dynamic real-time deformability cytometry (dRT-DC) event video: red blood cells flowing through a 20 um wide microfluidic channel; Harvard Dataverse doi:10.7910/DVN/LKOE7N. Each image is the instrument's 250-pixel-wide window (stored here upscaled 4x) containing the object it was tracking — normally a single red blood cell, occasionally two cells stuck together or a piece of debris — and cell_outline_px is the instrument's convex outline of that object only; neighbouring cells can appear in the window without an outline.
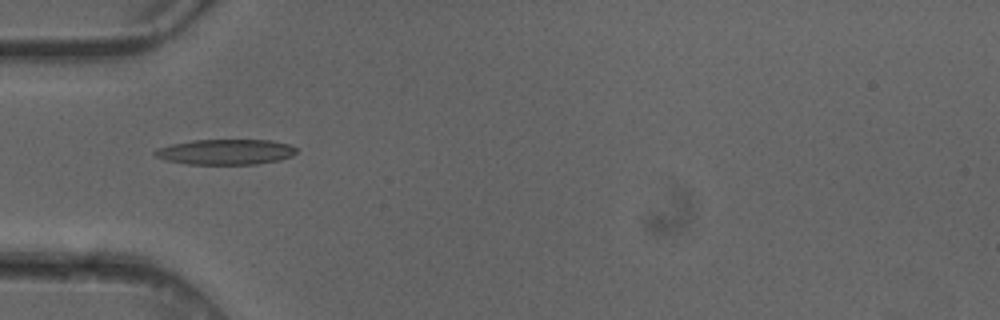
{"species": "common noctule bat (a hibernating species)", "species_latin": "Nyctalus noctula", "temperature_condition": "cold", "stored_images_in_passage": 5, "camera_frame_rate_fps": 3000, "um_per_image_px": 0.085, "animal": {"sex": "female"}, "frame": {"image": 1, "passage_image": 5, "time_ms": 1.333, "image_size_px": [1000, 320], "cell_outline_px": [[296, 152], [292, 156], [280, 160], [256, 164], [188, 164], [164, 160], [156, 156], [152, 152], [156, 148], [172, 144], [192, 140], [272, 140], [292, 144], [296, 148]], "centroid_in_image_um": [19.19, 12.91], "position_along_channel_um": 65.8, "area_um2": 21.1}}